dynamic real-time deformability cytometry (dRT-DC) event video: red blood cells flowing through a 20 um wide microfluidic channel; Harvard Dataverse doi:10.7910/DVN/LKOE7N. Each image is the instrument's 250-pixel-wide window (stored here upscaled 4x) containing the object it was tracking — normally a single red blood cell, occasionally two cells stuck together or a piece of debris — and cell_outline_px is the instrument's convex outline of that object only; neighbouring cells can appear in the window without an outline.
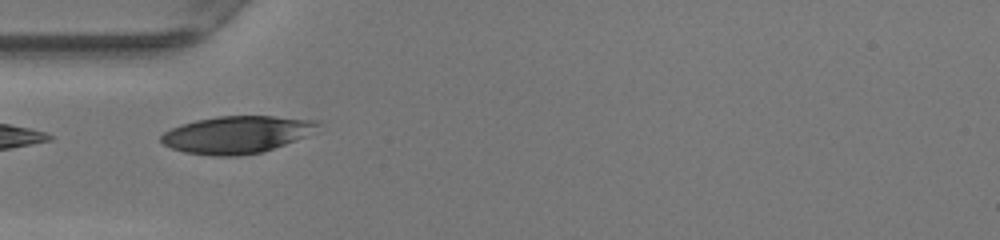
{"species": "human", "species_latin": "Homo sapiens", "temperature_condition": "warm", "stored_images_in_passage": 35, "camera_frame_rate_fps": 3000, "um_per_image_px": 0.085, "donor": {"sex": "female"}, "frame": {"image": 1, "passage_image": 1, "time_ms": 0.0, "image_size_px": [1000, 240], "cell_outline_px": [[320, 132], [260, 152], [236, 156], [212, 156], [184, 152], [172, 148], [164, 144], [160, 140], [160, 136], [164, 132], [180, 124], [196, 120], [216, 116], [272, 116], [320, 120]], "centroid_in_image_um": [20.18, 11.43], "position_along_channel_um": 64.8, "area_um2": 34.33}}
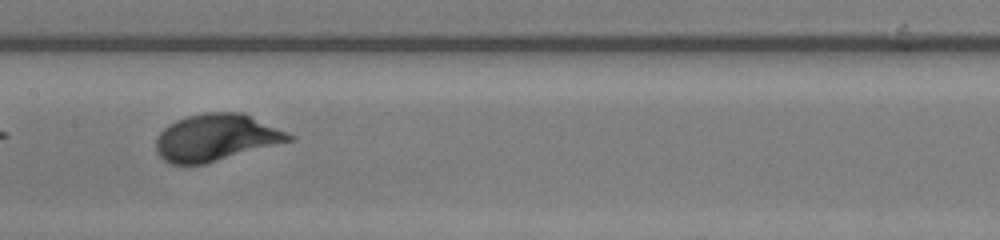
{"frame": {"image": 2, "passage_image": 10, "time_ms": 3.0, "image_size_px": [1000, 240], "cell_outline_px": [[296, 140], [204, 164], [168, 164], [156, 152], [156, 140], [160, 132], [168, 124], [176, 120], [188, 116], [208, 112], [244, 112], [288, 132], [296, 136]], "centroid_in_image_um": [18.41, 11.69], "position_along_channel_um": 189.0, "area_um2": 36.65}}
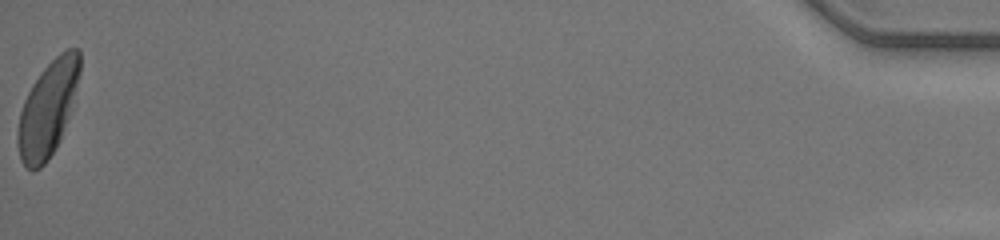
{"frame": {"image": 3, "passage_image": 35, "time_ms": 11.333, "image_size_px": [1000, 240], "cell_outline_px": [[80, 72], [68, 116], [60, 140], [56, 148], [48, 160], [40, 168], [32, 172], [20, 160], [16, 144], [16, 132], [20, 112], [24, 100], [32, 84], [40, 72], [60, 52], [68, 48], [80, 48]], "centroid_in_image_um": [4.03, 9.28], "position_along_channel_um": 431.2, "area_um2": 34.28}, "authors_computed_cell_mechanics": {"area_um2": 34.969, "velocity_mm_per_s": 4.1799, "shape_relaxation_time_tau1_ms": 1.744, "shape_relaxation_time_tau2_ms": null, "deformation_change_tau1": 0.1553, "deformation_change_tau2": null}}